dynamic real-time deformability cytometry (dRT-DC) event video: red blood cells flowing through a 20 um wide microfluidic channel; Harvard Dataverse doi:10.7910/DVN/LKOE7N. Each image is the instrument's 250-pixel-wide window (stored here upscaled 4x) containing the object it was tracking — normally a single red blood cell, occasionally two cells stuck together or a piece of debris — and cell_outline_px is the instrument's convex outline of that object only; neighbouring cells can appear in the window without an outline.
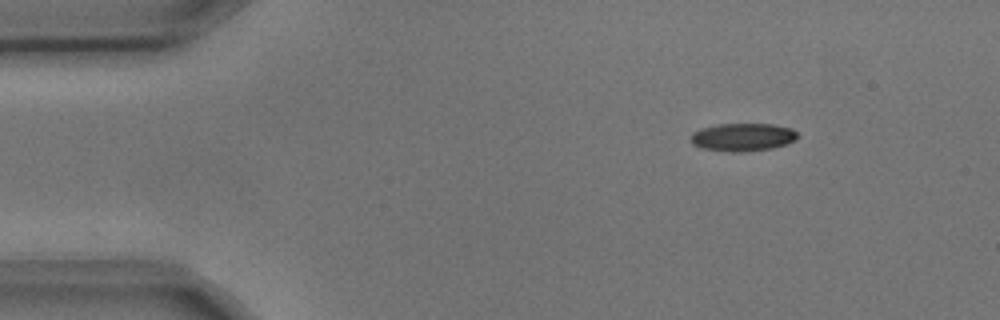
{"species": "common noctule bat (a hibernating species)", "species_latin": "Nyctalus noctula", "temperature_condition": "cold", "stored_images_in_passage": 4, "camera_frame_rate_fps": 3000, "um_per_image_px": 0.085, "animal": {"sex": "male", "body_mass_g": 17.9, "forearm_length_mm": 54.2}, "frame": {"image": 1, "passage_image": 1, "time_ms": 0.0, "image_size_px": [1000, 320], "cell_outline_px": [[800, 136], [796, 140], [788, 144], [772, 148], [744, 152], [728, 152], [700, 148], [692, 144], [688, 140], [688, 136], [692, 132], [700, 128], [716, 124], [772, 124], [792, 128]], "centroid_in_image_um": [63.09, 11.66], "position_along_channel_um": 21.9, "area_um2": 17.92}}
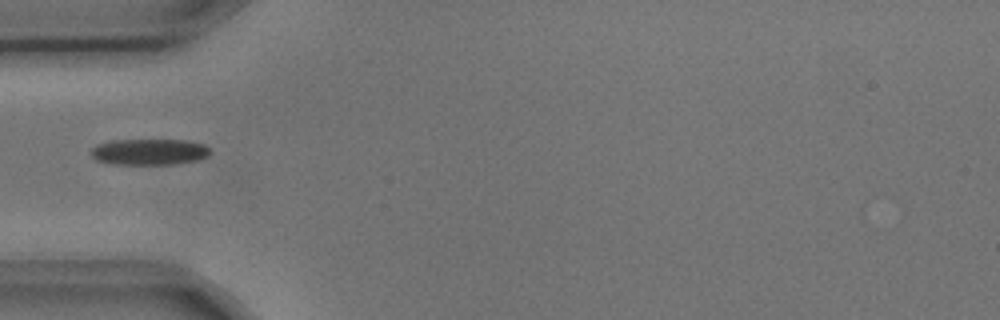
{"frame": {"image": 2, "passage_image": 4, "time_ms": 1.0, "image_size_px": [1000, 320], "cell_outline_px": [[212, 152], [208, 156], [196, 160], [172, 164], [112, 164], [96, 160], [92, 156], [92, 148], [96, 144], [112, 140], [188, 140], [204, 144]], "centroid_in_image_um": [12.69, 12.9], "position_along_channel_um": 72.3, "area_um2": 18.15}}